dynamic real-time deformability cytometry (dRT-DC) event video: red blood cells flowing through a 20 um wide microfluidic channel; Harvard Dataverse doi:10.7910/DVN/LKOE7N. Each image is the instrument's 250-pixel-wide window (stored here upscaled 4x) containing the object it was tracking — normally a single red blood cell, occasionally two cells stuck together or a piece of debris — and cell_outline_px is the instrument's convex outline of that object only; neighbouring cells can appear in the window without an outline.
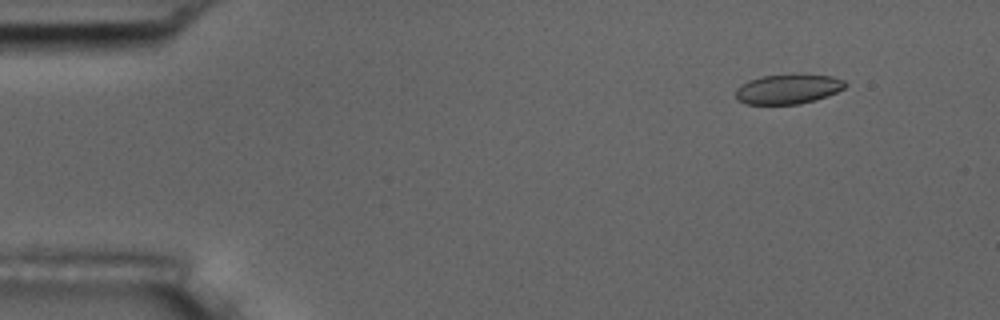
{"species": "common noctule bat (a hibernating species)", "species_latin": "Nyctalus noctula", "temperature_condition": "room temperature", "stored_images_in_passage": 54, "camera_frame_rate_fps": 3000, "um_per_image_px": 0.085, "animal": {"sex": "male", "body_mass_g": 17.5, "forearm_length_mm": 52.3}, "frame": {"image": 1, "passage_image": 5, "time_ms": 1.333, "image_size_px": [1000, 320], "cell_outline_px": [[848, 84], [844, 88], [836, 92], [816, 100], [800, 104], [748, 104], [736, 100], [736, 88], [748, 80], [764, 76], [792, 72], [796, 72], [832, 76], [844, 80]], "centroid_in_image_um": [67.01, 7.53], "position_along_channel_um": 18.0, "area_um2": 19.54}}
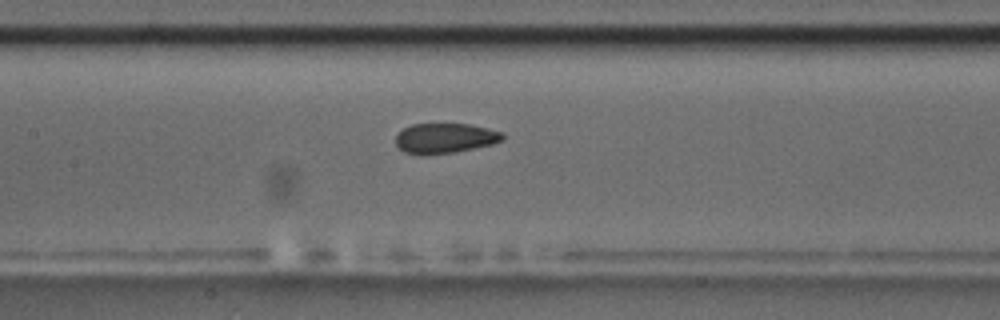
{"frame": {"image": 2, "passage_image": 25, "time_ms": 8.0, "image_size_px": [1000, 320], "cell_outline_px": [[504, 140], [492, 144], [452, 152], [404, 152], [396, 144], [396, 132], [412, 124], [468, 124], [488, 128], [504, 132]], "centroid_in_image_um": [37.86, 11.7], "position_along_channel_um": 169.5, "area_um2": 18.15}}
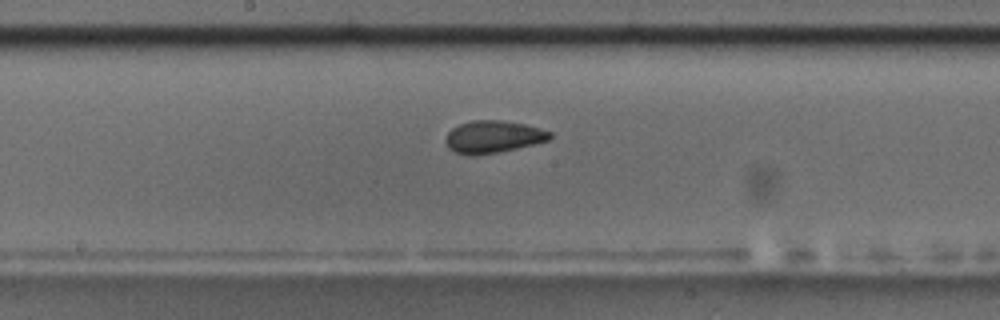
{"frame": {"image": 3, "passage_image": 28, "time_ms": 9.0, "image_size_px": [1000, 320], "cell_outline_px": [[552, 136], [548, 140], [500, 152], [476, 156], [472, 156], [456, 152], [448, 148], [444, 140], [448, 132], [452, 128], [460, 124], [472, 120], [500, 120], [524, 124], [540, 128], [552, 132]], "centroid_in_image_um": [41.89, 11.63], "position_along_channel_um": 206.3, "area_um2": 19.65}, "authors_computed_cell_mechanics": {"area_um2": 19.652, "velocity_mm_per_s": 3.6922, "shape_relaxation_time_tau1_ms": 9.3205, "shape_relaxation_time_tau2_ms": 1.9139, "deformation_change_tau1": 0.1434, "deformation_change_tau2": 0.0485}}